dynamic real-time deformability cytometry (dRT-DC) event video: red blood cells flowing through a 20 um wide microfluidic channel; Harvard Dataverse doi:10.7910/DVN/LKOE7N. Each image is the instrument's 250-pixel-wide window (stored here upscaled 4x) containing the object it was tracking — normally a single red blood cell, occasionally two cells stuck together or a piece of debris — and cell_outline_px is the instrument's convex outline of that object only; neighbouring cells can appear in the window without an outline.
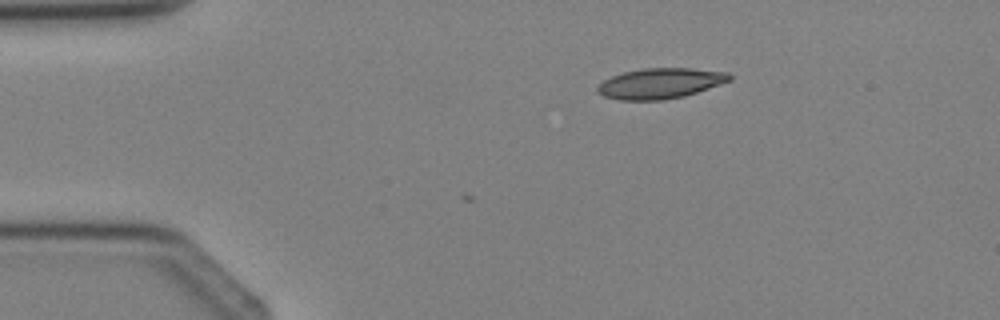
{"species": "Egyptian fruit bat (a non-hibernating species)", "species_latin": "Rousettus aegyptiacus", "temperature_condition": "cold", "stored_images_in_passage": 3, "camera_frame_rate_fps": 3000, "um_per_image_px": 0.085, "animal": {"sex": "female"}, "frame": {"image": 1, "passage_image": 1, "time_ms": 0.0, "image_size_px": [1000, 320], "cell_outline_px": [[732, 80], [684, 96], [664, 100], [620, 100], [604, 96], [596, 92], [596, 88], [604, 80], [612, 76], [624, 72], [644, 68], [688, 68], [728, 72], [732, 76]], "centroid_in_image_um": [56.12, 7.09], "position_along_channel_um": 28.9, "area_um2": 23.35}}
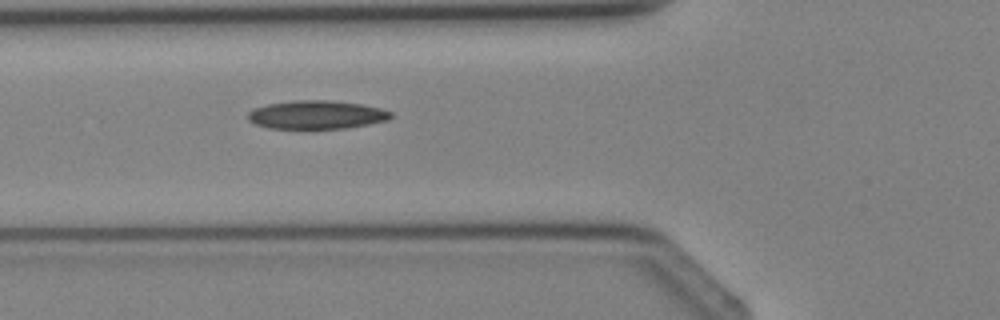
{"frame": {"image": 2, "passage_image": 3, "time_ms": 2.333, "image_size_px": [1000, 320], "cell_outline_px": [[392, 116], [388, 120], [368, 124], [344, 128], [268, 128], [256, 124], [248, 120], [248, 112], [252, 108], [268, 104], [292, 100], [328, 100], [360, 104], [380, 108], [392, 112]], "centroid_in_image_um": [26.88, 9.74], "position_along_channel_um": 98.9, "area_um2": 23.58}}